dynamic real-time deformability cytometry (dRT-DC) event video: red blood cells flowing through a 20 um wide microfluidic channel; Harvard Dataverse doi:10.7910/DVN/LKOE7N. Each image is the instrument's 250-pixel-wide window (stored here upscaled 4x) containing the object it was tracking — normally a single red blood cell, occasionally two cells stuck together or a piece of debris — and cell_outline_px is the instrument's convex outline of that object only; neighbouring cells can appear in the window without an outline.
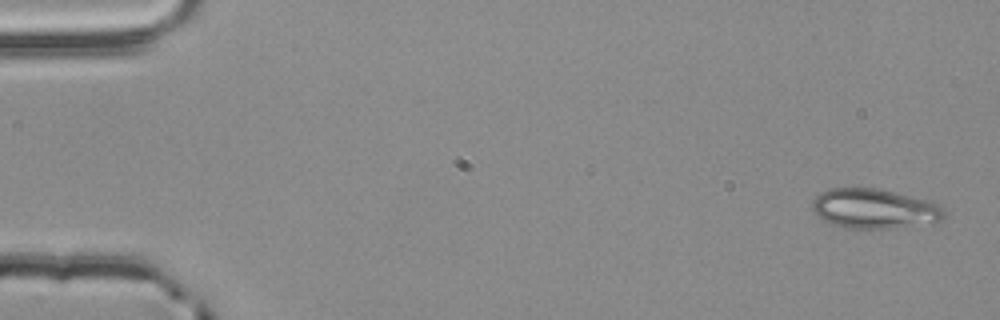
{"species": "common noctule bat (a hibernating species)", "species_latin": "Nyctalus noctula", "temperature_condition": "room temperature", "stored_images_in_passage": 5, "camera_frame_rate_fps": 3000, "um_per_image_px": 0.085, "animal": {"sex": "male", "body_mass_g": 20.4}, "frame": {"image": 1, "passage_image": 1, "time_ms": 0.0, "image_size_px": [1000, 320], "cell_outline_px": [[944, 216], [940, 220], [896, 228], [844, 228], [828, 224], [816, 216], [812, 212], [812, 200], [820, 192], [828, 188], [880, 188], [928, 200], [940, 204], [944, 208]], "centroid_in_image_um": [74.24, 17.73], "position_along_channel_um": 10.8, "area_um2": 30.87}}